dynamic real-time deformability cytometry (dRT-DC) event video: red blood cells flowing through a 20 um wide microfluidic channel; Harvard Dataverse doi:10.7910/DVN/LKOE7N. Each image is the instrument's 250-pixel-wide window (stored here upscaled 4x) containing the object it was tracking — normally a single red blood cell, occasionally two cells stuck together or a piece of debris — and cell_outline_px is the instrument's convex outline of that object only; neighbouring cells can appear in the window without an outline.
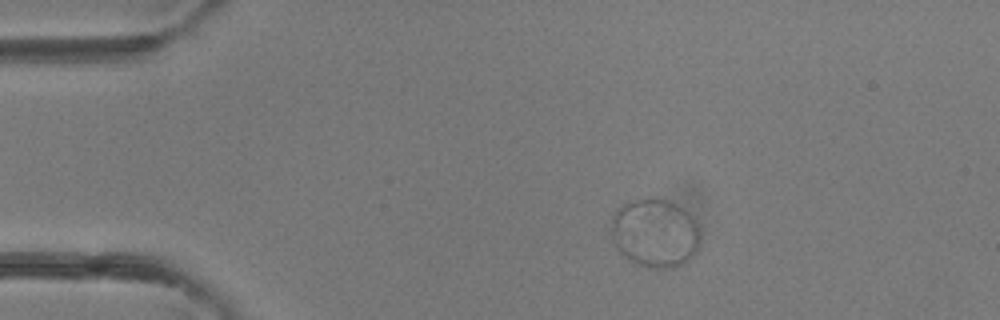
{"species": "common noctule bat (a hibernating species)", "species_latin": "Nyctalus noctula", "temperature_condition": "room temperature", "stored_images_in_passage": 4, "camera_frame_rate_fps": 3000, "um_per_image_px": 0.085, "animal": {"sex": "female"}, "frame": {"image": 1, "passage_image": 2, "time_ms": 1.0, "image_size_px": [1000, 320], "cell_outline_px": [[700, 244], [696, 252], [684, 264], [676, 268], [648, 268], [624, 256], [616, 248], [612, 232], [612, 216], [616, 208], [628, 200], [668, 200], [676, 204], [688, 212], [696, 224], [700, 236]], "centroid_in_image_um": [55.68, 19.83], "position_along_channel_um": 29.3, "area_um2": 35.49}}
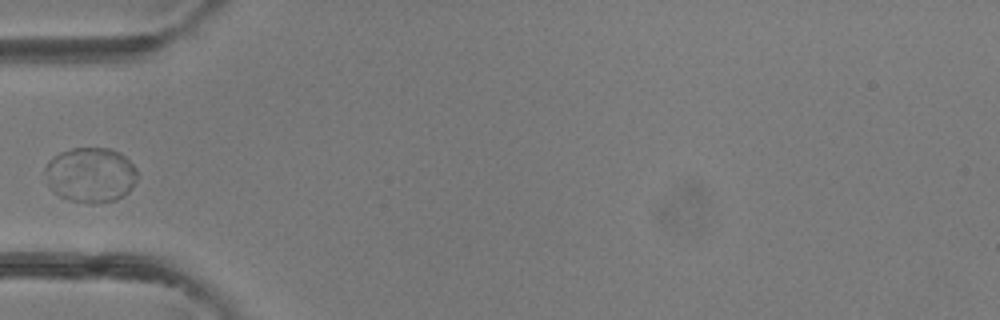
{"frame": {"image": 2, "passage_image": 4, "time_ms": 3.333, "image_size_px": [1000, 320], "cell_outline_px": [[136, 180], [132, 188], [124, 196], [116, 200], [92, 204], [68, 200], [60, 196], [48, 184], [44, 168], [48, 160], [60, 152], [72, 148], [108, 148], [120, 152], [136, 168]], "centroid_in_image_um": [7.7, 14.87], "position_along_channel_um": 77.3, "area_um2": 29.65}}